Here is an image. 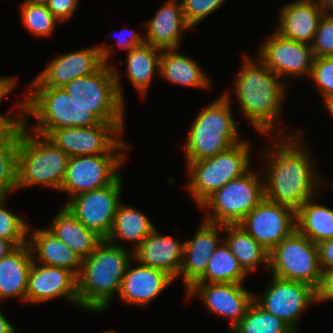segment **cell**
Instances as JSON below:
<instances>
[{"label": "cell", "mask_w": 333, "mask_h": 333, "mask_svg": "<svg viewBox=\"0 0 333 333\" xmlns=\"http://www.w3.org/2000/svg\"><path fill=\"white\" fill-rule=\"evenodd\" d=\"M17 80L18 79L14 76L0 77V104L17 86Z\"/></svg>", "instance_id": "bcb514c9"}, {"label": "cell", "mask_w": 333, "mask_h": 333, "mask_svg": "<svg viewBox=\"0 0 333 333\" xmlns=\"http://www.w3.org/2000/svg\"><path fill=\"white\" fill-rule=\"evenodd\" d=\"M79 0H48V10L60 21L64 22L72 18L78 8Z\"/></svg>", "instance_id": "b9f144b4"}, {"label": "cell", "mask_w": 333, "mask_h": 333, "mask_svg": "<svg viewBox=\"0 0 333 333\" xmlns=\"http://www.w3.org/2000/svg\"><path fill=\"white\" fill-rule=\"evenodd\" d=\"M311 47L314 57L333 56V15L323 14Z\"/></svg>", "instance_id": "ab89813d"}, {"label": "cell", "mask_w": 333, "mask_h": 333, "mask_svg": "<svg viewBox=\"0 0 333 333\" xmlns=\"http://www.w3.org/2000/svg\"><path fill=\"white\" fill-rule=\"evenodd\" d=\"M120 175L113 183L72 197L64 206L89 230L107 239L123 190Z\"/></svg>", "instance_id": "4fadbf2b"}, {"label": "cell", "mask_w": 333, "mask_h": 333, "mask_svg": "<svg viewBox=\"0 0 333 333\" xmlns=\"http://www.w3.org/2000/svg\"><path fill=\"white\" fill-rule=\"evenodd\" d=\"M102 333H117L116 331H114V330H105V331H103Z\"/></svg>", "instance_id": "f5cc1de1"}, {"label": "cell", "mask_w": 333, "mask_h": 333, "mask_svg": "<svg viewBox=\"0 0 333 333\" xmlns=\"http://www.w3.org/2000/svg\"><path fill=\"white\" fill-rule=\"evenodd\" d=\"M324 13L320 0L287 2L280 9L275 32L283 38L311 45Z\"/></svg>", "instance_id": "7402d4cb"}, {"label": "cell", "mask_w": 333, "mask_h": 333, "mask_svg": "<svg viewBox=\"0 0 333 333\" xmlns=\"http://www.w3.org/2000/svg\"><path fill=\"white\" fill-rule=\"evenodd\" d=\"M159 76L174 85L209 89L211 80L201 66L178 49H164L160 55Z\"/></svg>", "instance_id": "4316f807"}, {"label": "cell", "mask_w": 333, "mask_h": 333, "mask_svg": "<svg viewBox=\"0 0 333 333\" xmlns=\"http://www.w3.org/2000/svg\"><path fill=\"white\" fill-rule=\"evenodd\" d=\"M55 298L79 306L77 277L69 270L33 261L29 271L25 301L41 303Z\"/></svg>", "instance_id": "d6986e66"}, {"label": "cell", "mask_w": 333, "mask_h": 333, "mask_svg": "<svg viewBox=\"0 0 333 333\" xmlns=\"http://www.w3.org/2000/svg\"><path fill=\"white\" fill-rule=\"evenodd\" d=\"M271 276L270 285L262 295H254V302L298 333V322L302 312L307 306L317 303L316 288L302 282Z\"/></svg>", "instance_id": "5bb4252c"}, {"label": "cell", "mask_w": 333, "mask_h": 333, "mask_svg": "<svg viewBox=\"0 0 333 333\" xmlns=\"http://www.w3.org/2000/svg\"><path fill=\"white\" fill-rule=\"evenodd\" d=\"M130 262L122 279L119 295L123 303L145 308L175 280L166 272ZM132 267V268H131Z\"/></svg>", "instance_id": "44dd1931"}, {"label": "cell", "mask_w": 333, "mask_h": 333, "mask_svg": "<svg viewBox=\"0 0 333 333\" xmlns=\"http://www.w3.org/2000/svg\"><path fill=\"white\" fill-rule=\"evenodd\" d=\"M24 2L32 3V4H46L48 0H25Z\"/></svg>", "instance_id": "816d5d0a"}, {"label": "cell", "mask_w": 333, "mask_h": 333, "mask_svg": "<svg viewBox=\"0 0 333 333\" xmlns=\"http://www.w3.org/2000/svg\"><path fill=\"white\" fill-rule=\"evenodd\" d=\"M279 129L269 136L272 145L263 154L264 197L296 214L307 200L317 196L321 186L329 184L314 171L315 162L301 139V130L286 134Z\"/></svg>", "instance_id": "6da1fadb"}, {"label": "cell", "mask_w": 333, "mask_h": 333, "mask_svg": "<svg viewBox=\"0 0 333 333\" xmlns=\"http://www.w3.org/2000/svg\"><path fill=\"white\" fill-rule=\"evenodd\" d=\"M113 48L93 46L60 55L30 82L28 86L64 87L72 80L93 74L104 63L109 64Z\"/></svg>", "instance_id": "9a60e30c"}, {"label": "cell", "mask_w": 333, "mask_h": 333, "mask_svg": "<svg viewBox=\"0 0 333 333\" xmlns=\"http://www.w3.org/2000/svg\"><path fill=\"white\" fill-rule=\"evenodd\" d=\"M156 229L133 252V260L141 265L160 269L176 280L183 262L185 242L162 235Z\"/></svg>", "instance_id": "603a6c76"}, {"label": "cell", "mask_w": 333, "mask_h": 333, "mask_svg": "<svg viewBox=\"0 0 333 333\" xmlns=\"http://www.w3.org/2000/svg\"><path fill=\"white\" fill-rule=\"evenodd\" d=\"M21 21L25 28L35 36L48 37L60 21L48 10L46 4H20Z\"/></svg>", "instance_id": "d590c367"}, {"label": "cell", "mask_w": 333, "mask_h": 333, "mask_svg": "<svg viewBox=\"0 0 333 333\" xmlns=\"http://www.w3.org/2000/svg\"><path fill=\"white\" fill-rule=\"evenodd\" d=\"M155 228L154 223L146 214L121 202L115 214L113 227L106 240L120 247L122 245L117 241H128L133 244V250L130 251L134 252Z\"/></svg>", "instance_id": "f1b7e54d"}, {"label": "cell", "mask_w": 333, "mask_h": 333, "mask_svg": "<svg viewBox=\"0 0 333 333\" xmlns=\"http://www.w3.org/2000/svg\"><path fill=\"white\" fill-rule=\"evenodd\" d=\"M314 201L307 200L296 213V230L319 244L333 239V209Z\"/></svg>", "instance_id": "1f68e13d"}, {"label": "cell", "mask_w": 333, "mask_h": 333, "mask_svg": "<svg viewBox=\"0 0 333 333\" xmlns=\"http://www.w3.org/2000/svg\"><path fill=\"white\" fill-rule=\"evenodd\" d=\"M229 333H295L285 322L264 311L255 302Z\"/></svg>", "instance_id": "e575fe53"}, {"label": "cell", "mask_w": 333, "mask_h": 333, "mask_svg": "<svg viewBox=\"0 0 333 333\" xmlns=\"http://www.w3.org/2000/svg\"><path fill=\"white\" fill-rule=\"evenodd\" d=\"M15 108L19 111L15 113L16 116L12 114L11 109L6 116L0 114V141H6L24 123L23 100L17 102Z\"/></svg>", "instance_id": "60d3db41"}, {"label": "cell", "mask_w": 333, "mask_h": 333, "mask_svg": "<svg viewBox=\"0 0 333 333\" xmlns=\"http://www.w3.org/2000/svg\"><path fill=\"white\" fill-rule=\"evenodd\" d=\"M133 252L126 246H118L103 239L96 249L82 259L81 272L77 277L79 307L100 313L105 311L112 298L119 295L122 279Z\"/></svg>", "instance_id": "3957f363"}, {"label": "cell", "mask_w": 333, "mask_h": 333, "mask_svg": "<svg viewBox=\"0 0 333 333\" xmlns=\"http://www.w3.org/2000/svg\"><path fill=\"white\" fill-rule=\"evenodd\" d=\"M317 302L333 301V270H322L321 281L316 288Z\"/></svg>", "instance_id": "7bdbcfd3"}, {"label": "cell", "mask_w": 333, "mask_h": 333, "mask_svg": "<svg viewBox=\"0 0 333 333\" xmlns=\"http://www.w3.org/2000/svg\"><path fill=\"white\" fill-rule=\"evenodd\" d=\"M250 144L242 140L214 157L186 162L189 180L185 187L198 207L226 183L250 169Z\"/></svg>", "instance_id": "ba28073f"}, {"label": "cell", "mask_w": 333, "mask_h": 333, "mask_svg": "<svg viewBox=\"0 0 333 333\" xmlns=\"http://www.w3.org/2000/svg\"><path fill=\"white\" fill-rule=\"evenodd\" d=\"M310 77L315 81L322 98L326 101L333 96V56L314 57Z\"/></svg>", "instance_id": "74e56055"}, {"label": "cell", "mask_w": 333, "mask_h": 333, "mask_svg": "<svg viewBox=\"0 0 333 333\" xmlns=\"http://www.w3.org/2000/svg\"><path fill=\"white\" fill-rule=\"evenodd\" d=\"M259 173L250 168L208 197L199 206L210 208L204 220L219 225L239 224L265 198L263 175Z\"/></svg>", "instance_id": "9c48e42d"}, {"label": "cell", "mask_w": 333, "mask_h": 333, "mask_svg": "<svg viewBox=\"0 0 333 333\" xmlns=\"http://www.w3.org/2000/svg\"><path fill=\"white\" fill-rule=\"evenodd\" d=\"M23 100L24 126L46 136L51 130L67 127H91L101 121L77 103L63 87L28 86ZM36 125L29 126V118ZM29 127V128H28Z\"/></svg>", "instance_id": "277c9868"}, {"label": "cell", "mask_w": 333, "mask_h": 333, "mask_svg": "<svg viewBox=\"0 0 333 333\" xmlns=\"http://www.w3.org/2000/svg\"><path fill=\"white\" fill-rule=\"evenodd\" d=\"M34 258L26 243L0 259V301L19 298L25 302L28 275Z\"/></svg>", "instance_id": "484cf974"}, {"label": "cell", "mask_w": 333, "mask_h": 333, "mask_svg": "<svg viewBox=\"0 0 333 333\" xmlns=\"http://www.w3.org/2000/svg\"><path fill=\"white\" fill-rule=\"evenodd\" d=\"M129 32L131 31L128 35L129 36H124L123 35V31H126ZM143 34H140V33H136L132 30H130V28L128 29H121L120 32H118V36H116L117 38V42H118V46L120 47V49L124 50V51H130L131 49H133L134 47L136 46H140L142 45L143 43H145V39L144 37L142 36Z\"/></svg>", "instance_id": "ee69618b"}, {"label": "cell", "mask_w": 333, "mask_h": 333, "mask_svg": "<svg viewBox=\"0 0 333 333\" xmlns=\"http://www.w3.org/2000/svg\"><path fill=\"white\" fill-rule=\"evenodd\" d=\"M247 275L229 246L222 240L211 255L204 274L195 283L243 284Z\"/></svg>", "instance_id": "d6a6232c"}, {"label": "cell", "mask_w": 333, "mask_h": 333, "mask_svg": "<svg viewBox=\"0 0 333 333\" xmlns=\"http://www.w3.org/2000/svg\"><path fill=\"white\" fill-rule=\"evenodd\" d=\"M324 103L331 117H333V96L324 101Z\"/></svg>", "instance_id": "f907efd6"}, {"label": "cell", "mask_w": 333, "mask_h": 333, "mask_svg": "<svg viewBox=\"0 0 333 333\" xmlns=\"http://www.w3.org/2000/svg\"><path fill=\"white\" fill-rule=\"evenodd\" d=\"M269 271L275 277L317 288L322 275L317 244L295 230L269 252Z\"/></svg>", "instance_id": "30bf717a"}, {"label": "cell", "mask_w": 333, "mask_h": 333, "mask_svg": "<svg viewBox=\"0 0 333 333\" xmlns=\"http://www.w3.org/2000/svg\"><path fill=\"white\" fill-rule=\"evenodd\" d=\"M14 329V326H12V324L0 311V333H11Z\"/></svg>", "instance_id": "c3c4849f"}, {"label": "cell", "mask_w": 333, "mask_h": 333, "mask_svg": "<svg viewBox=\"0 0 333 333\" xmlns=\"http://www.w3.org/2000/svg\"><path fill=\"white\" fill-rule=\"evenodd\" d=\"M27 243L32 255L38 254V258L33 261L39 260L42 265L65 268L78 277L82 258L47 228L33 229L29 225Z\"/></svg>", "instance_id": "d4e9b609"}, {"label": "cell", "mask_w": 333, "mask_h": 333, "mask_svg": "<svg viewBox=\"0 0 333 333\" xmlns=\"http://www.w3.org/2000/svg\"><path fill=\"white\" fill-rule=\"evenodd\" d=\"M226 232L222 239L229 246L231 253L237 258L240 266L249 275L259 268L266 267L269 270V252L263 248L250 234L239 224L223 225ZM226 235V236H225Z\"/></svg>", "instance_id": "f546056e"}, {"label": "cell", "mask_w": 333, "mask_h": 333, "mask_svg": "<svg viewBox=\"0 0 333 333\" xmlns=\"http://www.w3.org/2000/svg\"><path fill=\"white\" fill-rule=\"evenodd\" d=\"M319 262L322 270H333V239L325 240L319 244Z\"/></svg>", "instance_id": "f6af8a7d"}, {"label": "cell", "mask_w": 333, "mask_h": 333, "mask_svg": "<svg viewBox=\"0 0 333 333\" xmlns=\"http://www.w3.org/2000/svg\"><path fill=\"white\" fill-rule=\"evenodd\" d=\"M186 23L194 28L219 9L226 0H180Z\"/></svg>", "instance_id": "f35d334b"}, {"label": "cell", "mask_w": 333, "mask_h": 333, "mask_svg": "<svg viewBox=\"0 0 333 333\" xmlns=\"http://www.w3.org/2000/svg\"><path fill=\"white\" fill-rule=\"evenodd\" d=\"M69 156L46 136L22 124L17 153V187H44L60 191Z\"/></svg>", "instance_id": "8992f818"}, {"label": "cell", "mask_w": 333, "mask_h": 333, "mask_svg": "<svg viewBox=\"0 0 333 333\" xmlns=\"http://www.w3.org/2000/svg\"><path fill=\"white\" fill-rule=\"evenodd\" d=\"M200 224L194 237L184 241L183 262L178 278L183 276L186 290L204 274L211 255L222 242L220 233L223 225L205 220Z\"/></svg>", "instance_id": "ffe728a7"}, {"label": "cell", "mask_w": 333, "mask_h": 333, "mask_svg": "<svg viewBox=\"0 0 333 333\" xmlns=\"http://www.w3.org/2000/svg\"><path fill=\"white\" fill-rule=\"evenodd\" d=\"M15 248L16 246L12 242L0 238V259L7 256Z\"/></svg>", "instance_id": "7dc6e473"}, {"label": "cell", "mask_w": 333, "mask_h": 333, "mask_svg": "<svg viewBox=\"0 0 333 333\" xmlns=\"http://www.w3.org/2000/svg\"><path fill=\"white\" fill-rule=\"evenodd\" d=\"M231 101L230 93L225 91L197 114L183 146L186 162L214 157L242 141Z\"/></svg>", "instance_id": "5b68a950"}, {"label": "cell", "mask_w": 333, "mask_h": 333, "mask_svg": "<svg viewBox=\"0 0 333 333\" xmlns=\"http://www.w3.org/2000/svg\"><path fill=\"white\" fill-rule=\"evenodd\" d=\"M259 45L257 58L280 79L310 77L314 55L310 44L281 37L275 31Z\"/></svg>", "instance_id": "2e32d148"}, {"label": "cell", "mask_w": 333, "mask_h": 333, "mask_svg": "<svg viewBox=\"0 0 333 333\" xmlns=\"http://www.w3.org/2000/svg\"><path fill=\"white\" fill-rule=\"evenodd\" d=\"M126 161L125 154H101L69 157L60 191L72 197L105 187L120 175V167Z\"/></svg>", "instance_id": "7c38bea8"}, {"label": "cell", "mask_w": 333, "mask_h": 333, "mask_svg": "<svg viewBox=\"0 0 333 333\" xmlns=\"http://www.w3.org/2000/svg\"><path fill=\"white\" fill-rule=\"evenodd\" d=\"M242 59L234 81L240 111L258 133L270 134L276 130L274 124L281 114L287 85L258 58L254 61L244 55Z\"/></svg>", "instance_id": "7a4b0ae2"}, {"label": "cell", "mask_w": 333, "mask_h": 333, "mask_svg": "<svg viewBox=\"0 0 333 333\" xmlns=\"http://www.w3.org/2000/svg\"><path fill=\"white\" fill-rule=\"evenodd\" d=\"M47 229L82 259L87 258L103 240L95 232L86 228L64 205Z\"/></svg>", "instance_id": "83f0119b"}, {"label": "cell", "mask_w": 333, "mask_h": 333, "mask_svg": "<svg viewBox=\"0 0 333 333\" xmlns=\"http://www.w3.org/2000/svg\"><path fill=\"white\" fill-rule=\"evenodd\" d=\"M6 198L0 197V238L18 247L27 243L29 224L26 219L5 207Z\"/></svg>", "instance_id": "8d00e7d4"}, {"label": "cell", "mask_w": 333, "mask_h": 333, "mask_svg": "<svg viewBox=\"0 0 333 333\" xmlns=\"http://www.w3.org/2000/svg\"><path fill=\"white\" fill-rule=\"evenodd\" d=\"M162 50L143 43L127 52V75L131 84L141 96H145L154 75L159 76ZM156 73V74H155Z\"/></svg>", "instance_id": "4dcf8cb0"}, {"label": "cell", "mask_w": 333, "mask_h": 333, "mask_svg": "<svg viewBox=\"0 0 333 333\" xmlns=\"http://www.w3.org/2000/svg\"><path fill=\"white\" fill-rule=\"evenodd\" d=\"M22 125L6 140L0 141V197H7L17 187V153Z\"/></svg>", "instance_id": "836d02e7"}, {"label": "cell", "mask_w": 333, "mask_h": 333, "mask_svg": "<svg viewBox=\"0 0 333 333\" xmlns=\"http://www.w3.org/2000/svg\"><path fill=\"white\" fill-rule=\"evenodd\" d=\"M125 123H103L91 127L51 130L46 137L69 157L124 154L129 148L121 140Z\"/></svg>", "instance_id": "8fae6325"}, {"label": "cell", "mask_w": 333, "mask_h": 333, "mask_svg": "<svg viewBox=\"0 0 333 333\" xmlns=\"http://www.w3.org/2000/svg\"><path fill=\"white\" fill-rule=\"evenodd\" d=\"M239 225L270 252L296 230V214L264 198Z\"/></svg>", "instance_id": "e0dca14e"}, {"label": "cell", "mask_w": 333, "mask_h": 333, "mask_svg": "<svg viewBox=\"0 0 333 333\" xmlns=\"http://www.w3.org/2000/svg\"><path fill=\"white\" fill-rule=\"evenodd\" d=\"M146 26L145 43L164 49H179L181 35L192 28L186 23L181 1L168 0L152 19L141 23Z\"/></svg>", "instance_id": "cb8c5ba5"}, {"label": "cell", "mask_w": 333, "mask_h": 333, "mask_svg": "<svg viewBox=\"0 0 333 333\" xmlns=\"http://www.w3.org/2000/svg\"><path fill=\"white\" fill-rule=\"evenodd\" d=\"M185 293L188 299L197 294L209 312L230 319L228 333L244 318L255 295L236 283H194Z\"/></svg>", "instance_id": "ac0fdd59"}, {"label": "cell", "mask_w": 333, "mask_h": 333, "mask_svg": "<svg viewBox=\"0 0 333 333\" xmlns=\"http://www.w3.org/2000/svg\"><path fill=\"white\" fill-rule=\"evenodd\" d=\"M111 64L104 63L93 74L78 77L63 88L101 122L124 123L123 86L118 69Z\"/></svg>", "instance_id": "52a82bcc"}, {"label": "cell", "mask_w": 333, "mask_h": 333, "mask_svg": "<svg viewBox=\"0 0 333 333\" xmlns=\"http://www.w3.org/2000/svg\"><path fill=\"white\" fill-rule=\"evenodd\" d=\"M320 1L322 3L325 13L333 15V0H320Z\"/></svg>", "instance_id": "681fc988"}]
</instances>
